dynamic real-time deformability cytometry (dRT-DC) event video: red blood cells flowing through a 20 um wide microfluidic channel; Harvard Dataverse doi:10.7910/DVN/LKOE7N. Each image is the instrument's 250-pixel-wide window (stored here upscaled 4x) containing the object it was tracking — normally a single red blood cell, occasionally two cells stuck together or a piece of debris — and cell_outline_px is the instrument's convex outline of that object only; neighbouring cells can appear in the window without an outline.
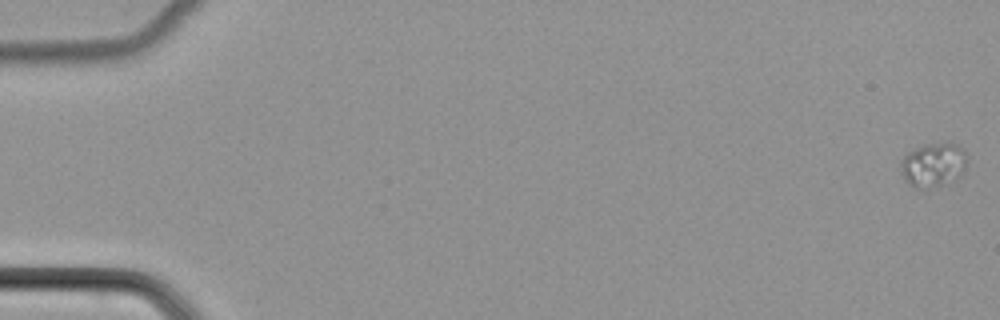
{"species": "common noctule bat (a hibernating species)", "species_latin": "Nyctalus noctula", "temperature_condition": "cold", "stored_images_in_passage": 53, "camera_frame_rate_fps": 3000, "um_per_image_px": 0.085, "animal": {"sex": "female", "body_mass_g": 22.7, "forearm_length_mm": 54.2}, "frame": {"image": 1, "passage_image": 1, "time_ms": 0.0, "image_size_px": [1000, 320], "cell_outline_px": [[968, 160], [960, 176], [944, 184], [924, 192], [912, 188], [904, 180], [900, 168], [900, 160], [908, 152], [924, 144], [956, 144], [964, 148], [968, 156]], "centroid_in_image_um": [79.3, 14.07], "position_along_channel_um": 5.7, "area_um2": 17.57}}
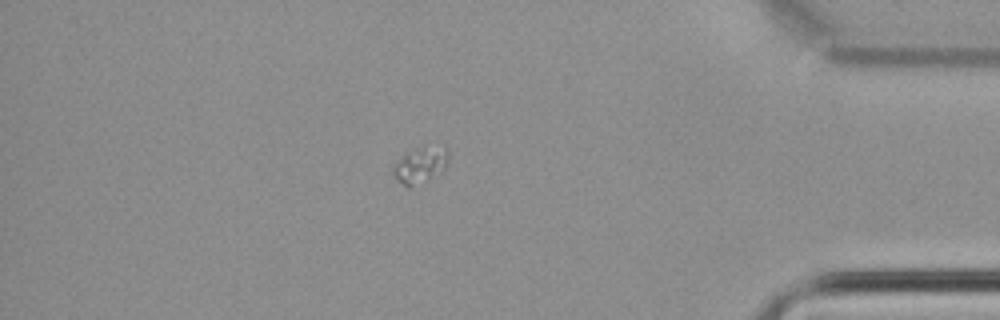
{"frame": {"image": 2, "passage_image": 46, "time_ms": 15.0, "image_size_px": [1000, 320], "cell_outline_px": [[448, 164], [444, 168], [408, 188], [396, 180], [392, 172], [392, 168], [404, 156], [420, 148], [444, 152], [448, 156]], "centroid_in_image_um": [35.62, 14.12], "position_along_channel_um": 399.6, "area_um2": 10.06}}
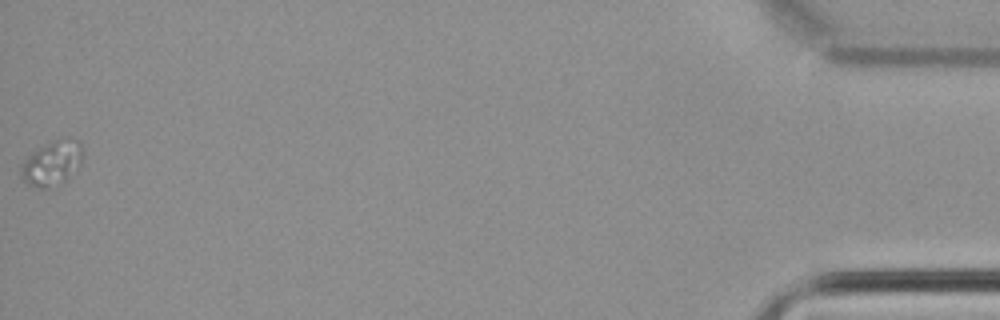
{"frame": {"image": 3, "passage_image": 53, "time_ms": 17.333, "image_size_px": [1000, 320], "cell_outline_px": [[84, 156], [80, 164], [60, 184], [48, 188], [40, 188], [28, 184], [20, 176], [20, 168], [24, 160], [32, 152], [52, 140], [68, 136], [80, 140]], "centroid_in_image_um": [4.44, 13.82], "position_along_channel_um": 430.8, "area_um2": 16.24}}